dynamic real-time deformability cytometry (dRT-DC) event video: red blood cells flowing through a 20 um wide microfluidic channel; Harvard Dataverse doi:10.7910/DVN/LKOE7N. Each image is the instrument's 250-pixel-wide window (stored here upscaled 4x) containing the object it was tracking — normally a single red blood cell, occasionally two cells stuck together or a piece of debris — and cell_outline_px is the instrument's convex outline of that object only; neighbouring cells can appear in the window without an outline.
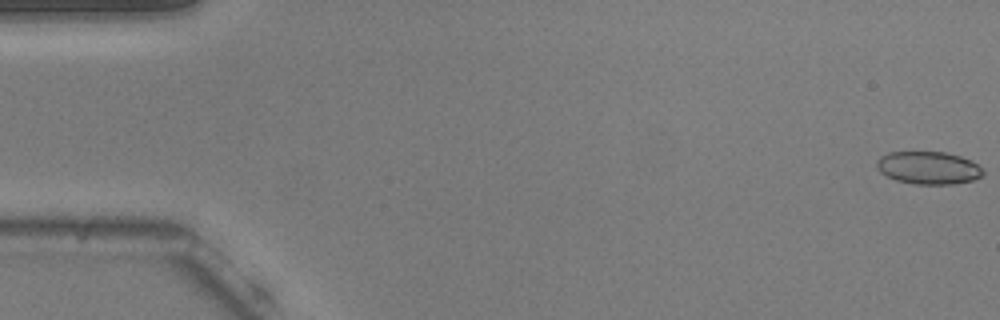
{"species": "common noctule bat (a hibernating species)", "species_latin": "Nyctalus noctula", "temperature_condition": "warm", "stored_images_in_passage": 54, "camera_frame_rate_fps": 3000, "um_per_image_px": 0.085, "animal": {"sex": "male", "body_mass_g": 20.5, "forearm_length_mm": 52.5}, "frame": {"image": 1, "passage_image": 1, "time_ms": 0.0, "image_size_px": [1000, 320], "cell_outline_px": [[984, 172], [980, 176], [972, 180], [952, 184], [916, 184], [896, 180], [880, 172], [876, 168], [876, 160], [880, 156], [888, 152], [944, 152], [960, 156], [976, 164]], "centroid_in_image_um": [78.85, 14.26], "position_along_channel_um": 6.1, "area_um2": 20.06}}
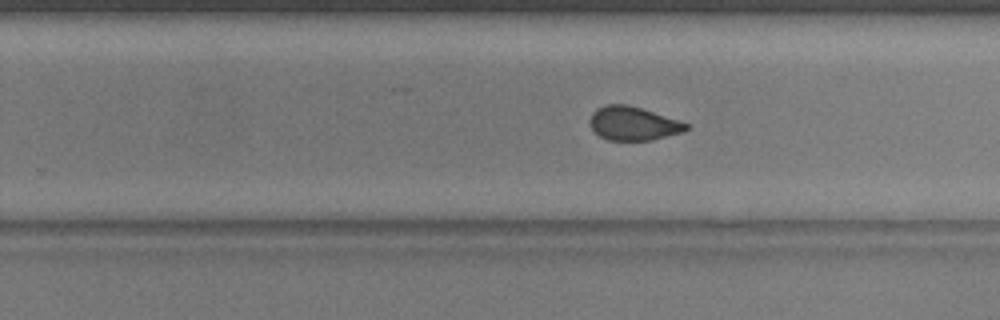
{"frame": {"image": 2, "passage_image": 34, "time_ms": 11.0, "image_size_px": [1000, 320], "cell_outline_px": [[692, 128], [684, 132], [652, 140], [608, 140], [600, 136], [588, 124], [588, 120], [592, 112], [596, 108], [604, 104], [628, 104], [680, 120], [692, 124]], "centroid_in_image_um": [53.86, 10.49], "position_along_channel_um": 275.9, "area_um2": 19.36}}
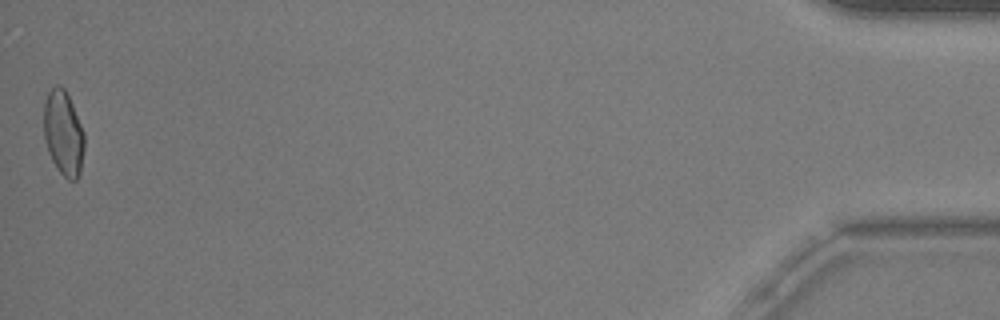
{"frame": {"image": 3, "passage_image": 54, "time_ms": 17.667, "image_size_px": [1000, 320], "cell_outline_px": [[84, 148], [80, 172], [76, 180], [68, 180], [56, 168], [48, 152], [44, 140], [44, 104], [48, 92], [56, 84], [60, 84], [64, 88], [72, 104], [84, 132]], "centroid_in_image_um": [5.38, 11.32], "position_along_channel_um": 429.8, "area_um2": 20.06}, "authors_computed_cell_mechanics": {"area_um2": 20.1722, "velocity_mm_per_s": 3.7784, "shape_relaxation_time_tau1_ms": null, "shape_relaxation_time_tau2_ms": 0.8603, "deformation_change_tau1": null, "deformation_change_tau2": 0.0654}}